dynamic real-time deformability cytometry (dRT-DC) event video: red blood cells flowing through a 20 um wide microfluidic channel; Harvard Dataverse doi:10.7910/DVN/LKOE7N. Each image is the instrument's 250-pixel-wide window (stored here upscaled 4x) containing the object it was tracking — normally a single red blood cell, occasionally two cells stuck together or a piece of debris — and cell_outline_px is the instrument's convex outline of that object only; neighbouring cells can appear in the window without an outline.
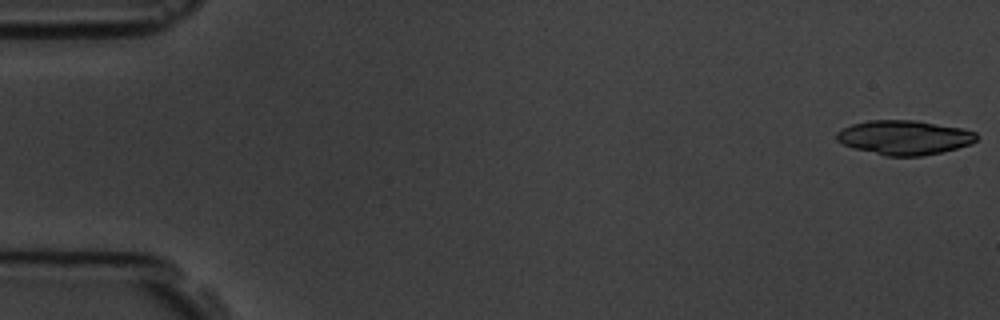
{"species": "common noctule bat (a hibernating species)", "species_latin": "Nyctalus noctula", "temperature_condition": "room temperature", "stored_images_in_passage": 5, "camera_frame_rate_fps": 3000, "um_per_image_px": 0.085, "animal": {"sex": "male", "body_mass_g": 19.5, "forearm_length_mm": 54.6}, "frame": {"image": 1, "passage_image": 1, "time_ms": 0.0, "image_size_px": [1000, 320], "cell_outline_px": [[980, 136], [972, 144], [940, 152], [920, 156], [884, 156], [852, 148], [836, 140], [836, 132], [852, 124], [868, 120], [916, 120], [960, 128], [976, 132]], "centroid_in_image_um": [76.86, 11.69], "position_along_channel_um": 8.1, "area_um2": 28.09}}